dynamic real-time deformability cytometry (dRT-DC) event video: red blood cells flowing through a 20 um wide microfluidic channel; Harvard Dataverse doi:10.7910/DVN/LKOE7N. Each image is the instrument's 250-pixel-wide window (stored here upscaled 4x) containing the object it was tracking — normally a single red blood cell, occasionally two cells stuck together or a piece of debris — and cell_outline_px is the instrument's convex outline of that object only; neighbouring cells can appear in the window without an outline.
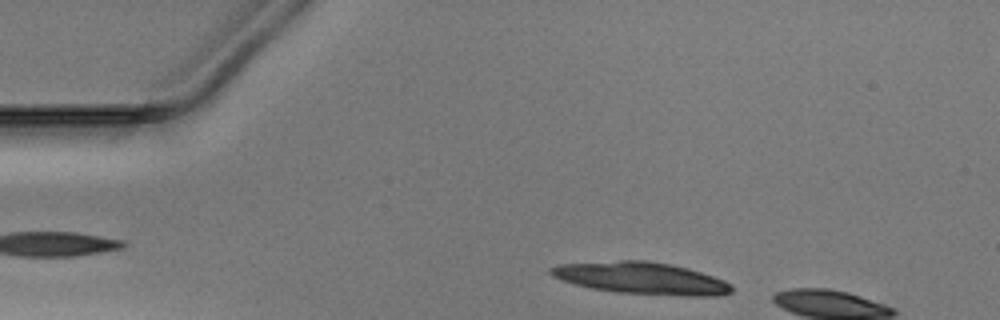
{"species": "Egyptian fruit bat (a non-hibernating species)", "species_latin": "Rousettus aegyptiacus", "temperature_condition": "warm", "stored_images_in_passage": 7, "camera_frame_rate_fps": 3000, "um_per_image_px": 0.085, "animal": {"sex": "male"}, "frame": {"image": 1, "passage_image": 3, "time_ms": 0.667, "image_size_px": [1000, 320], "cell_outline_px": [[732, 292], [716, 296], [684, 296], [616, 292], [592, 288], [576, 284], [552, 276], [548, 272], [548, 268], [560, 264], [620, 260], [648, 260], [672, 264], [688, 268], [724, 280], [732, 284]], "centroid_in_image_um": [54.54, 23.64], "position_along_channel_um": 30.5, "area_um2": 33.7}}